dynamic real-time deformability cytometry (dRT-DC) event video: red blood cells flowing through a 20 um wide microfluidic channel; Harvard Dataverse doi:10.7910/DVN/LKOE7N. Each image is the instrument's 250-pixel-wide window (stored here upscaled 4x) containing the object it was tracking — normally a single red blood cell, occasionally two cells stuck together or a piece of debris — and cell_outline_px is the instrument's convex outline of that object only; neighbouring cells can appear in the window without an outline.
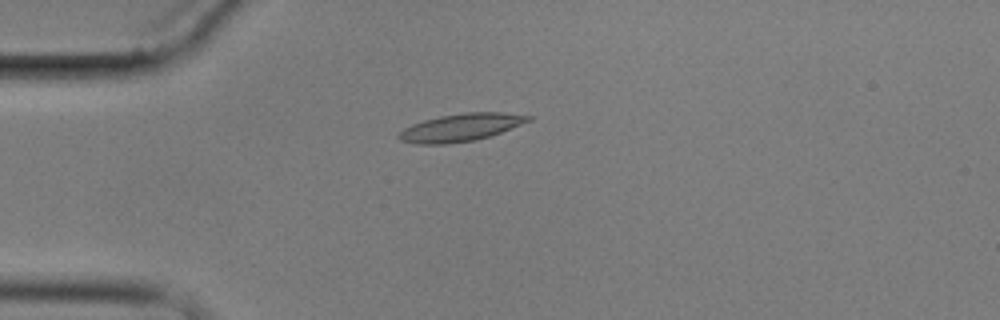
{"species": "common noctule bat (a hibernating species)", "species_latin": "Nyctalus noctula", "temperature_condition": "cold", "stored_images_in_passage": 4, "camera_frame_rate_fps": 3000, "um_per_image_px": 0.085, "animal": {"sex": "male", "body_mass_g": 17.9}, "frame": {"image": 1, "passage_image": 4, "time_ms": 3.667, "image_size_px": [1000, 320], "cell_outline_px": [[532, 120], [492, 136], [472, 140], [444, 144], [416, 144], [400, 140], [396, 136], [404, 128], [412, 124], [424, 120], [440, 116], [464, 112], [500, 112], [532, 116]], "centroid_in_image_um": [39.17, 10.83], "position_along_channel_um": 45.8, "area_um2": 20.81}}